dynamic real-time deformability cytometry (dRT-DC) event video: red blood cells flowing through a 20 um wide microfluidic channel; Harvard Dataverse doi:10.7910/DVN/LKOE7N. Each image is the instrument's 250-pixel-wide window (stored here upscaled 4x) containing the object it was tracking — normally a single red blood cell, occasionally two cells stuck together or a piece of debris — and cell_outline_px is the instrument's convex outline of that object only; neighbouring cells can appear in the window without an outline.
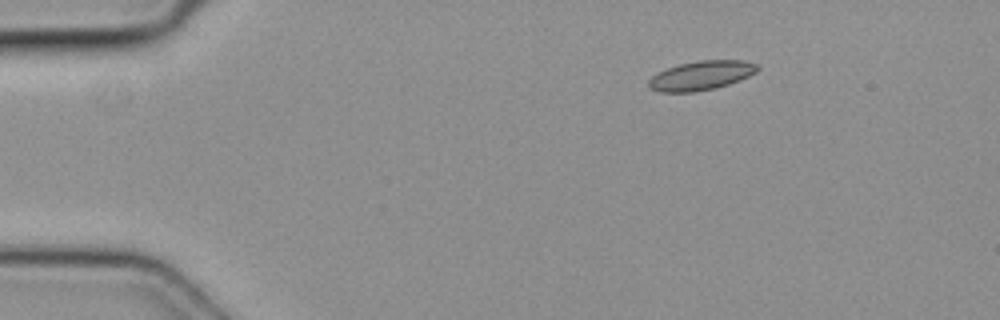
{"species": "common noctule bat (a hibernating species)", "species_latin": "Nyctalus noctula", "temperature_condition": "cold", "stored_images_in_passage": 5, "camera_frame_rate_fps": 3000, "um_per_image_px": 0.085, "animal": {"sex": "female", "body_mass_g": 19.3, "forearm_length_mm": 54.1}, "frame": {"image": 1, "passage_image": 5, "time_ms": 1.333, "image_size_px": [1000, 320], "cell_outline_px": [[760, 68], [756, 72], [740, 80], [716, 88], [696, 92], [660, 92], [648, 88], [648, 80], [652, 76], [668, 68], [680, 64], [700, 60], [744, 60], [756, 64]], "centroid_in_image_um": [59.6, 6.42], "position_along_channel_um": 25.4, "area_um2": 18.5}}